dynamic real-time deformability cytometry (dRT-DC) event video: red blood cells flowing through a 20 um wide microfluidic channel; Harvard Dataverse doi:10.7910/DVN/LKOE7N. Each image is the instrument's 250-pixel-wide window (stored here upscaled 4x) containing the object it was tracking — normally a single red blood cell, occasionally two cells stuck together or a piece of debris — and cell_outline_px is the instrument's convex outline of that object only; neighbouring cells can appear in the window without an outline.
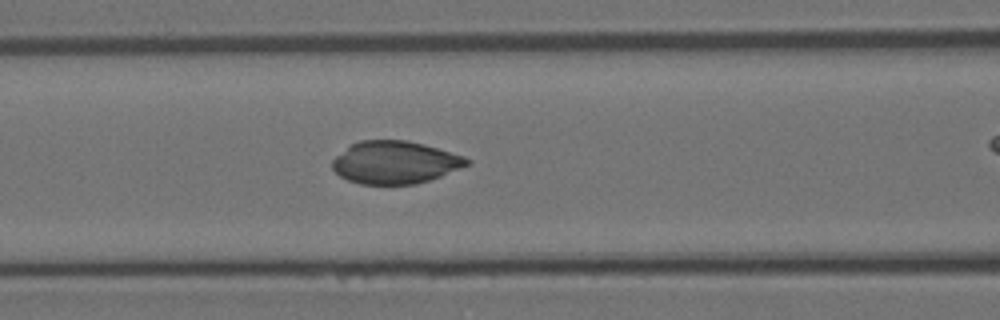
{"species": "Egyptian fruit bat (a non-hibernating species)", "species_latin": "Rousettus aegyptiacus", "temperature_condition": "room temperature", "stored_images_in_passage": 37, "camera_frame_rate_fps": 3000, "um_per_image_px": 0.085, "animal": {"sex": "female"}, "frame": {"image": 1, "passage_image": 9, "time_ms": 2.667, "image_size_px": [1000, 320], "cell_outline_px": [[472, 164], [440, 176], [416, 184], [360, 184], [348, 180], [340, 176], [332, 168], [332, 160], [336, 156], [352, 144], [360, 140], [404, 140], [424, 144], [464, 156], [472, 160]], "centroid_in_image_um": [33.6, 13.8], "position_along_channel_um": 133.0, "area_um2": 33.35}}
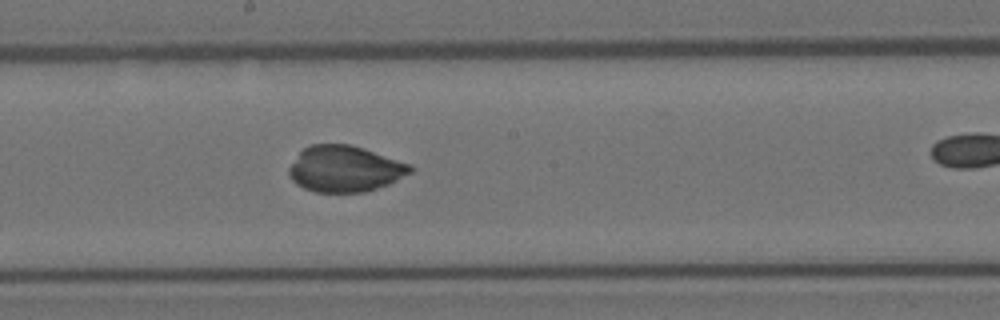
{"frame": {"image": 2, "passage_image": 16, "time_ms": 5.0, "image_size_px": [1000, 320], "cell_outline_px": [[416, 168], [412, 172], [388, 184], [364, 192], [316, 192], [304, 188], [296, 184], [292, 180], [288, 172], [288, 168], [300, 152], [308, 144], [348, 144], [364, 148], [412, 164]], "centroid_in_image_um": [29.33, 14.34], "position_along_channel_um": 218.9, "area_um2": 32.71}}
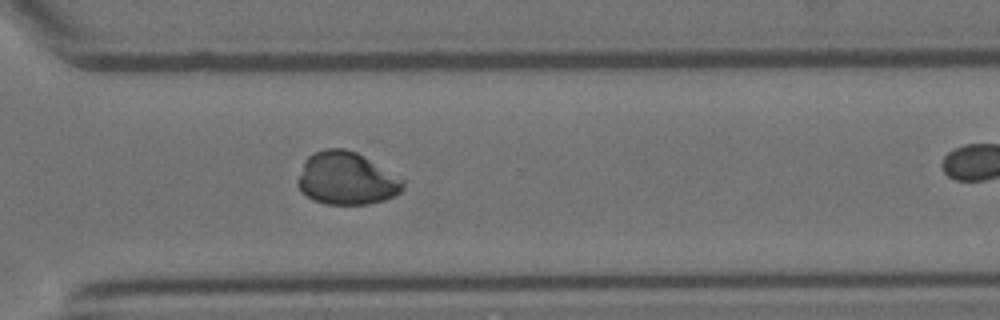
{"frame": {"image": 3, "passage_image": 26, "time_ms": 8.333, "image_size_px": [1000, 320], "cell_outline_px": [[404, 188], [396, 196], [384, 200], [368, 204], [324, 204], [312, 200], [296, 184], [296, 180], [304, 160], [308, 156], [324, 148], [344, 148], [356, 152], [404, 180]], "centroid_in_image_um": [29.43, 15.18], "position_along_channel_um": 341.2, "area_um2": 32.25}}